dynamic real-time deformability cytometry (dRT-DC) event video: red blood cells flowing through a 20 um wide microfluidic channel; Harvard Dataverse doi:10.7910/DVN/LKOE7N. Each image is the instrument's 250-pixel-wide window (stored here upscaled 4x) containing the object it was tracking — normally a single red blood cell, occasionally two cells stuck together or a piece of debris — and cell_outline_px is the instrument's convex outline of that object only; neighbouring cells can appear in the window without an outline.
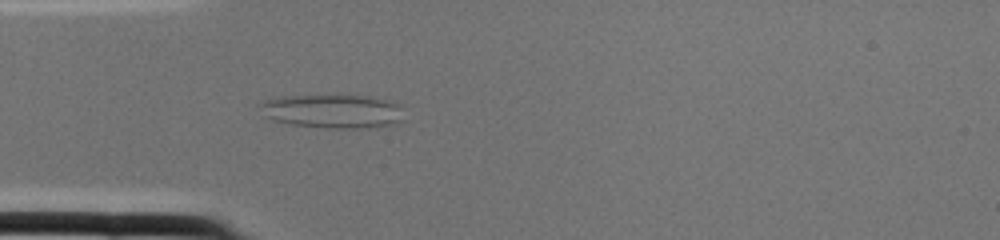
{"species": "common noctule bat (a hibernating species)", "species_latin": "Nyctalus noctula", "temperature_condition": "cold", "stored_images_in_passage": 2, "camera_frame_rate_fps": 3000, "um_per_image_px": 0.085, "animal": {"sex": "female", "body_mass_g": 22.0, "forearm_length_mm": 56.7}, "frame": {"image": 1, "passage_image": 2, "time_ms": 0.333, "image_size_px": [1000, 240], "cell_outline_px": [[404, 120], [392, 124], [364, 128], [328, 128], [288, 124], [272, 120], [264, 116], [256, 104], [264, 100], [280, 96], [368, 96], [392, 100], [400, 104]], "centroid_in_image_um": [28.25, 9.45], "position_along_channel_um": 56.8, "area_um2": 28.67}}